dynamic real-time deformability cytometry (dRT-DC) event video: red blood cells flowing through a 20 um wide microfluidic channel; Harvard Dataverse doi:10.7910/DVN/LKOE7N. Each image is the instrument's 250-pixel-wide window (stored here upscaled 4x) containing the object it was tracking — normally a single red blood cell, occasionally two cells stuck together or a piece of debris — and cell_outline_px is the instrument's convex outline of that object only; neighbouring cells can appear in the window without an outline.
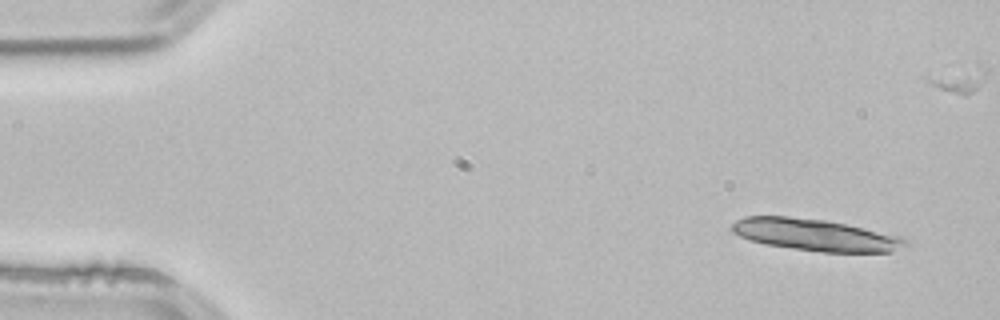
{"species": "common noctule bat (a hibernating species)", "species_latin": "Nyctalus noctula", "temperature_condition": "room temperature", "stored_images_in_passage": 3, "camera_frame_rate_fps": 3000, "um_per_image_px": 0.085, "animal": {"sex": "male", "body_mass_g": 21.5, "forearm_length_mm": 52.0}, "frame": {"image": 1, "passage_image": 1, "time_ms": 0.0, "image_size_px": [1000, 320], "cell_outline_px": [[908, 248], [892, 252], [824, 252], [764, 244], [740, 236], [732, 232], [732, 224], [736, 220], [744, 216], [788, 216], [824, 220], [844, 224], [900, 236], [908, 240]], "centroid_in_image_um": [69.35, 19.97], "position_along_channel_um": 15.7, "area_um2": 32.08}}